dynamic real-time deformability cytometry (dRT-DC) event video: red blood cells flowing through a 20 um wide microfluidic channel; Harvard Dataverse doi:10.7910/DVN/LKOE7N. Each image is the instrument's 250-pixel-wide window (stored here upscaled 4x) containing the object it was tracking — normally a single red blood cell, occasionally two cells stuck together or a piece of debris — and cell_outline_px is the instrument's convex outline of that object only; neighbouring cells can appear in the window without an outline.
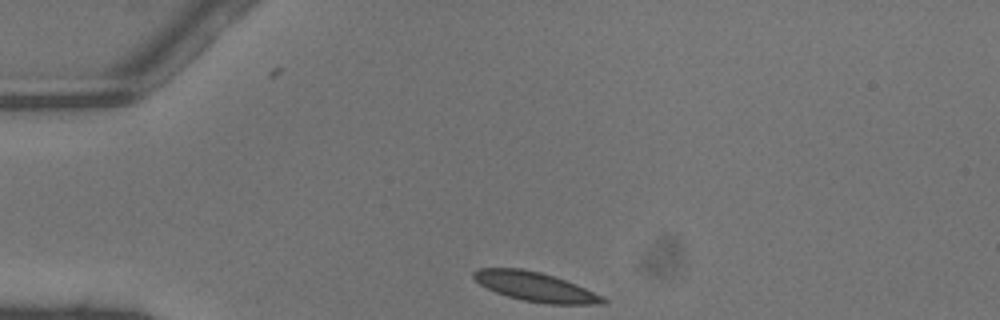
{"species": "common noctule bat (a hibernating species)", "species_latin": "Nyctalus noctula", "temperature_condition": "warm", "stored_images_in_passage": 27, "camera_frame_rate_fps": 3000, "um_per_image_px": 0.085, "animal": {"sex": "male", "body_mass_g": 13.3}, "frame": {"image": 1, "passage_image": 1, "time_ms": 0.0, "image_size_px": [1000, 320], "cell_outline_px": [[608, 300], [604, 304], [544, 304], [524, 300], [508, 296], [496, 292], [480, 284], [472, 276], [472, 272], [476, 268], [520, 268], [540, 272], [556, 276], [576, 284], [604, 296]], "centroid_in_image_um": [45.53, 24.37], "position_along_channel_um": 39.5, "area_um2": 22.14}}
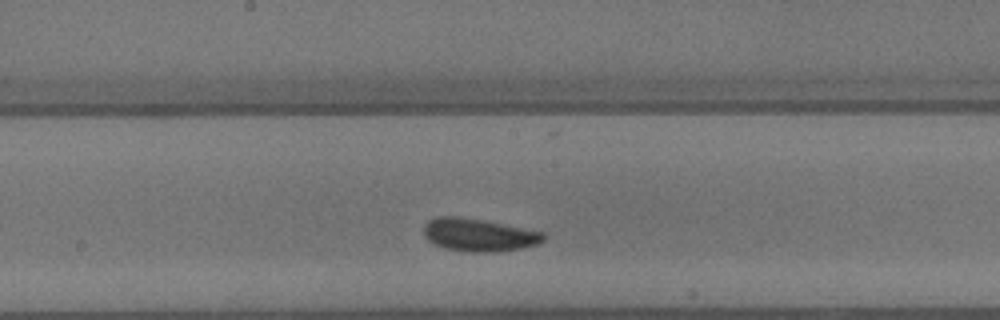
{"frame": {"image": 2, "passage_image": 15, "time_ms": 4.667, "image_size_px": [1000, 320], "cell_outline_px": [[548, 236], [544, 240], [536, 244], [520, 248], [500, 252], [468, 252], [444, 248], [428, 240], [424, 236], [424, 224], [428, 220], [436, 216], [460, 216], [544, 232]], "centroid_in_image_um": [40.68, 19.97], "position_along_channel_um": 207.5, "area_um2": 22.95}}
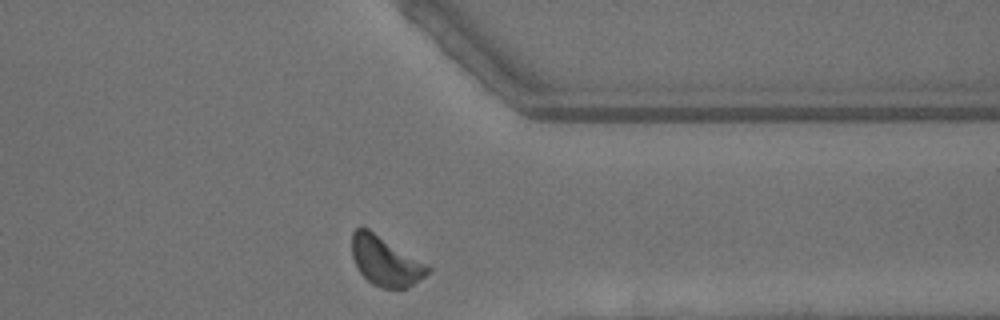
{"frame": {"image": 3, "passage_image": 27, "time_ms": 8.667, "image_size_px": [1000, 320], "cell_outline_px": [[432, 272], [412, 284], [404, 288], [380, 288], [372, 284], [360, 272], [352, 256], [352, 232], [356, 228], [368, 228], [428, 264], [432, 268]], "centroid_in_image_um": [32.79, 22.19], "position_along_channel_um": 378.6, "area_um2": 21.79}, "authors_computed_cell_mechanics": {"area_um2": 21.675, "velocity_mm_per_s": 4.4114, "shape_relaxation_time_tau1_ms": 1.0948, "shape_relaxation_time_tau2_ms": null, "deformation_change_tau1": 0.0558, "deformation_change_tau2": null}}